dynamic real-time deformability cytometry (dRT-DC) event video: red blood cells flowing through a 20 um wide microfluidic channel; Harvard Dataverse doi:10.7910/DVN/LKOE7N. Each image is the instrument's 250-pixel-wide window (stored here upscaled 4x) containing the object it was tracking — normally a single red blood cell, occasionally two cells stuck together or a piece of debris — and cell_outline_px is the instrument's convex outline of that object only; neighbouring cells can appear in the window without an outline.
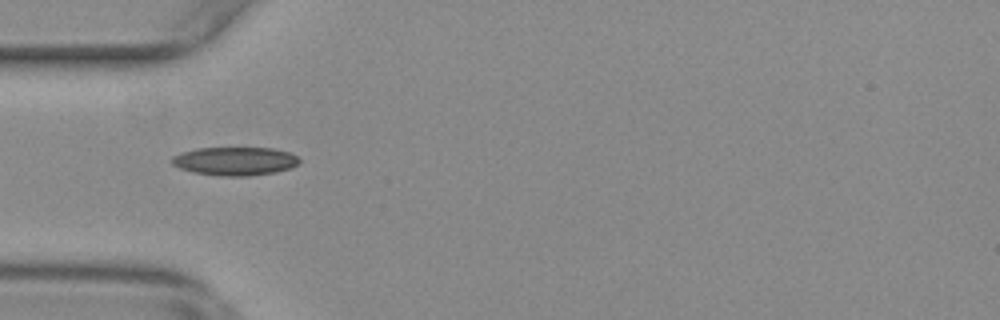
{"species": "common noctule bat (a hibernating species)", "species_latin": "Nyctalus noctula", "temperature_condition": "warm", "stored_images_in_passage": 41, "camera_frame_rate_fps": 3000, "um_per_image_px": 0.085, "animal": {"sex": "female", "body_mass_g": 29.2, "forearm_length_mm": 56.3}, "frame": {"image": 1, "passage_image": 4, "time_ms": 1.0, "image_size_px": [1000, 320], "cell_outline_px": [[300, 160], [292, 168], [276, 172], [248, 176], [220, 176], [192, 172], [180, 168], [172, 164], [172, 156], [196, 148], [272, 148], [288, 152], [296, 156]], "centroid_in_image_um": [19.97, 13.7], "position_along_channel_um": 65.0, "area_um2": 21.04}}
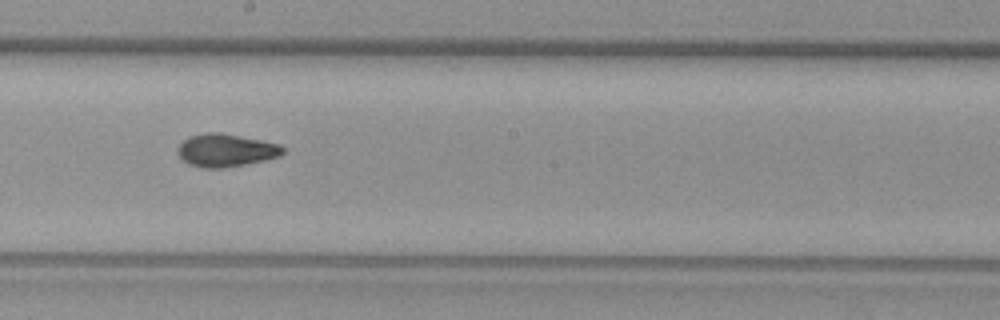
{"frame": {"image": 2, "passage_image": 17, "time_ms": 5.333, "image_size_px": [1000, 320], "cell_outline_px": [[284, 152], [280, 156], [264, 160], [244, 164], [220, 168], [200, 168], [188, 164], [176, 152], [180, 144], [184, 140], [192, 136], [208, 132], [220, 132], [280, 144], [284, 148]], "centroid_in_image_um": [19.19, 12.78], "position_along_channel_um": 229.0, "area_um2": 19.94}}
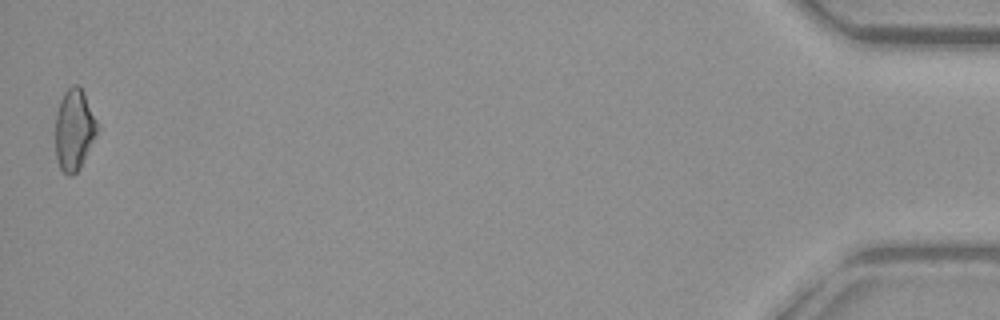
{"frame": {"image": 3, "passage_image": 41, "time_ms": 13.333, "image_size_px": [1000, 320], "cell_outline_px": [[100, 124], [96, 136], [80, 168], [72, 176], [68, 176], [60, 168], [56, 156], [56, 112], [60, 100], [64, 92], [72, 84], [80, 84]], "centroid_in_image_um": [6.33, 10.99], "position_along_channel_um": 428.9, "area_um2": 20.17}, "authors_computed_cell_mechanics": {"area_um2": 19.5942, "velocity_mm_per_s": 3.7785, "shape_relaxation_time_tau1_ms": 6.0402, "shape_relaxation_time_tau2_ms": 2.6305, "deformation_change_tau1": 0.1798, "deformation_change_tau2": 0.0657}}